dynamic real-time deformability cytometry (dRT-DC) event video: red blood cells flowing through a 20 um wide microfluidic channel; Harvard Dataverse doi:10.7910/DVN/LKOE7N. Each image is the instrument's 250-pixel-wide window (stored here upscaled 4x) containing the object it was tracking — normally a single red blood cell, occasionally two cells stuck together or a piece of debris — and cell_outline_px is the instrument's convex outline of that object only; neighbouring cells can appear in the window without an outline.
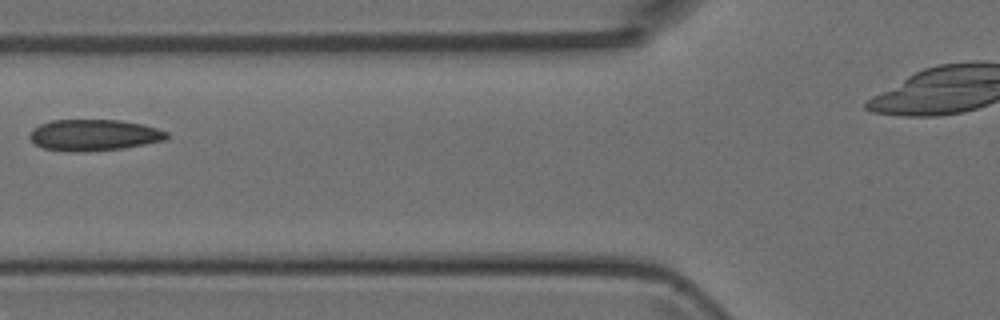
{"species": "Egyptian fruit bat (a non-hibernating species)", "species_latin": "Rousettus aegyptiacus", "temperature_condition": "room temperature", "stored_images_in_passage": 3, "camera_frame_rate_fps": 3000, "um_per_image_px": 0.085, "animal": {"sex": "female"}, "frame": {"image": 1, "passage_image": 2, "time_ms": 1.0, "image_size_px": [1000, 320], "cell_outline_px": [[168, 136], [164, 140], [144, 144], [120, 148], [80, 152], [68, 152], [44, 148], [36, 144], [28, 136], [28, 132], [32, 128], [40, 124], [52, 120], [120, 120], [144, 124], [168, 132]], "centroid_in_image_um": [7.94, 11.47], "position_along_channel_um": 117.9, "area_um2": 24.97}}
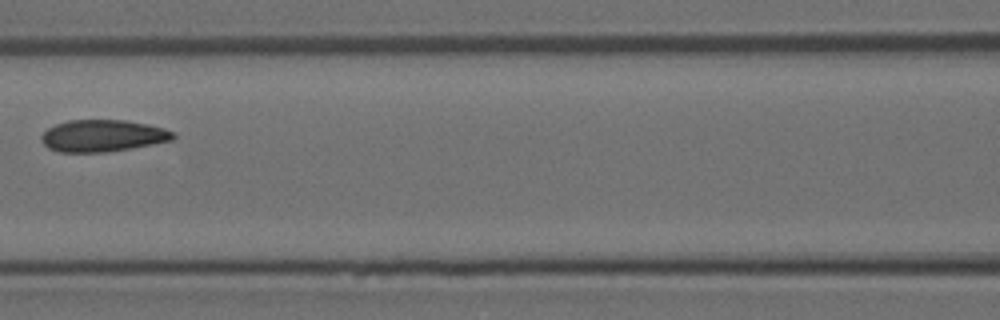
{"frame": {"image": 2, "passage_image": 3, "time_ms": 2.0, "image_size_px": [1000, 320], "cell_outline_px": [[176, 136], [172, 140], [132, 148], [108, 152], [60, 152], [48, 148], [40, 140], [40, 136], [48, 128], [56, 124], [68, 120], [124, 120], [148, 124], [164, 128], [176, 132]], "centroid_in_image_um": [8.74, 11.54], "position_along_channel_um": 157.9, "area_um2": 24.62}}